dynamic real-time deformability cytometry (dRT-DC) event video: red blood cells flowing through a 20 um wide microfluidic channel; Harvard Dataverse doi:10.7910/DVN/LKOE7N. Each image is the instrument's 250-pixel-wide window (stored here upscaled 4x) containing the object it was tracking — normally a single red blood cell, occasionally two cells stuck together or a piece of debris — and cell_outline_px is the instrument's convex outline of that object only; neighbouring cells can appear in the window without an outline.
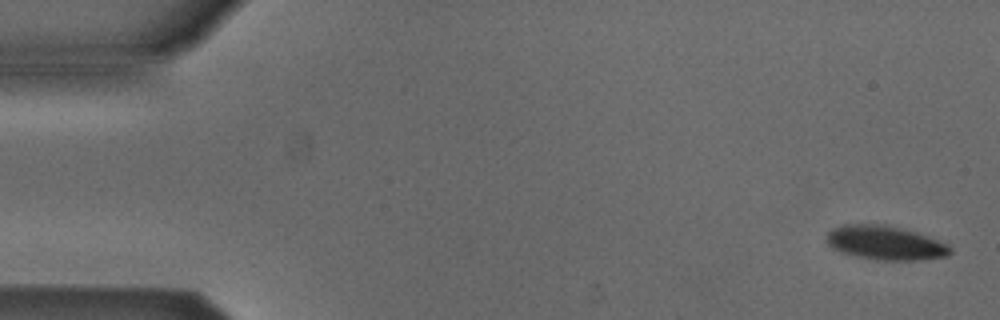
{"species": "Egyptian fruit bat (a non-hibernating species)", "species_latin": "Rousettus aegyptiacus", "temperature_condition": "cold", "stored_images_in_passage": 5, "camera_frame_rate_fps": 3000, "um_per_image_px": 0.085, "animal": {"sex": "male"}, "frame": {"image": 1, "passage_image": 1, "time_ms": 0.0, "image_size_px": [1000, 320], "cell_outline_px": [[952, 252], [948, 256], [920, 260], [876, 260], [856, 256], [840, 252], [832, 248], [828, 244], [828, 232], [832, 228], [840, 224], [884, 224], [916, 232], [928, 236], [948, 244], [952, 248]], "centroid_in_image_um": [75.26, 20.64], "position_along_channel_um": 9.7, "area_um2": 24.68}}
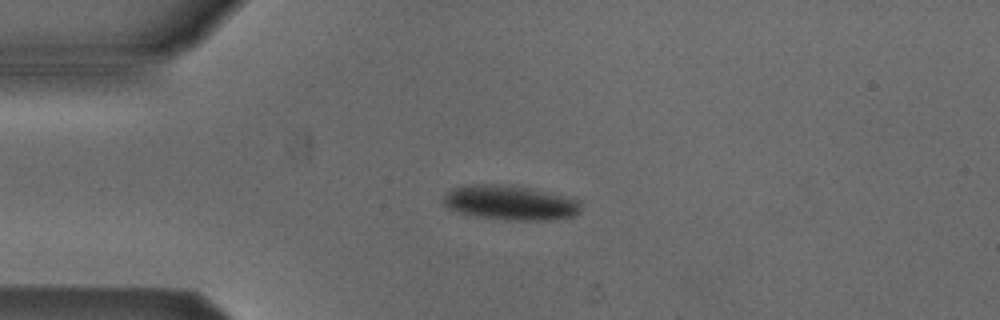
{"frame": {"image": 2, "passage_image": 4, "time_ms": 1.0, "image_size_px": [1000, 320], "cell_outline_px": [[580, 212], [576, 216], [548, 220], [508, 220], [476, 216], [460, 212], [448, 208], [444, 204], [444, 192], [452, 188], [476, 184], [496, 184], [524, 188], [560, 196], [576, 200], [580, 204]], "centroid_in_image_um": [43.31, 17.25], "position_along_channel_um": 41.7, "area_um2": 27.05}}